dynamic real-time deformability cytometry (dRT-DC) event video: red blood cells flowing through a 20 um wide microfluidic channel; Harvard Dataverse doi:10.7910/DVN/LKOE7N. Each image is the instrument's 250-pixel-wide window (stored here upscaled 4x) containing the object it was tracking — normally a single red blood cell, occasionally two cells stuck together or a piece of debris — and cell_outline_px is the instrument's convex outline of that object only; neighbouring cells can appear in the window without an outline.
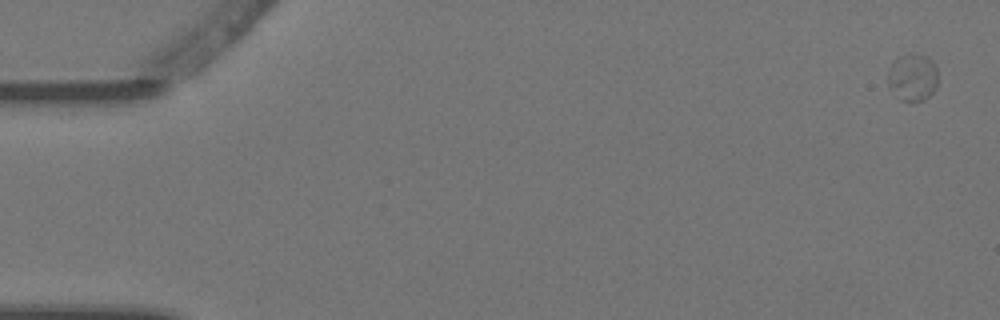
{"species": "Egyptian fruit bat (a non-hibernating species)", "species_latin": "Rousettus aegyptiacus", "temperature_condition": "warm", "stored_images_in_passage": 7, "camera_frame_rate_fps": 3000, "um_per_image_px": 0.085, "animal": {"sex": "female"}, "frame": {"image": 1, "passage_image": 1, "time_ms": 0.0, "image_size_px": [1000, 320], "cell_outline_px": [[936, 88], [924, 100], [900, 100], [896, 96], [888, 84], [888, 68], [900, 56], [912, 52], [924, 56], [932, 60], [936, 68]], "centroid_in_image_um": [77.56, 6.55], "position_along_channel_um": 7.4, "area_um2": 13.58}}
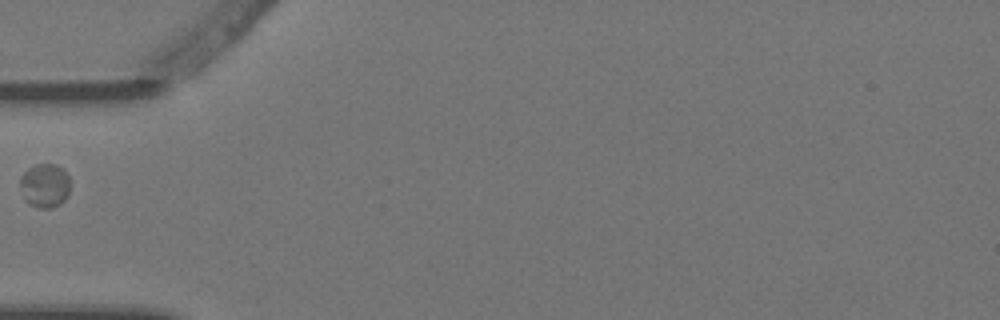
{"frame": {"image": 2, "passage_image": 6, "time_ms": 1.667, "image_size_px": [1000, 320], "cell_outline_px": [[68, 196], [60, 204], [48, 208], [40, 208], [28, 204], [24, 200], [20, 184], [20, 176], [28, 168], [36, 164], [56, 164], [64, 168], [68, 176]], "centroid_in_image_um": [3.79, 15.76], "position_along_channel_um": 81.2, "area_um2": 12.89}}
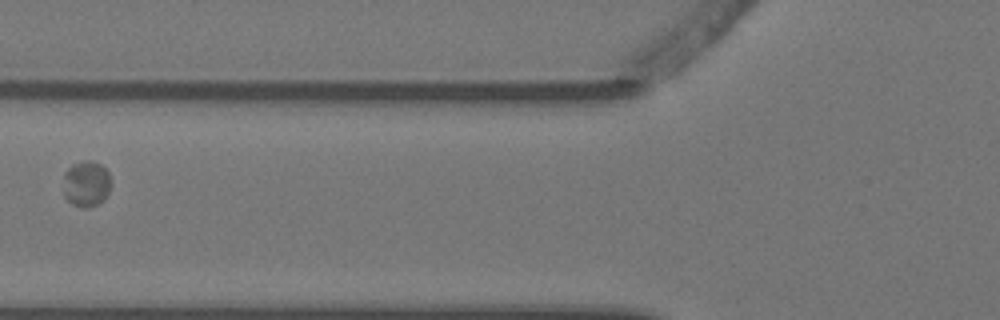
{"frame": {"image": 3, "passage_image": 7, "time_ms": 2.0, "image_size_px": [1000, 320], "cell_outline_px": [[108, 192], [96, 204], [88, 208], [84, 208], [72, 204], [64, 196], [64, 172], [72, 164], [84, 160], [92, 160], [100, 164], [108, 172]], "centroid_in_image_um": [7.28, 15.59], "position_along_channel_um": 118.5, "area_um2": 12.43}}